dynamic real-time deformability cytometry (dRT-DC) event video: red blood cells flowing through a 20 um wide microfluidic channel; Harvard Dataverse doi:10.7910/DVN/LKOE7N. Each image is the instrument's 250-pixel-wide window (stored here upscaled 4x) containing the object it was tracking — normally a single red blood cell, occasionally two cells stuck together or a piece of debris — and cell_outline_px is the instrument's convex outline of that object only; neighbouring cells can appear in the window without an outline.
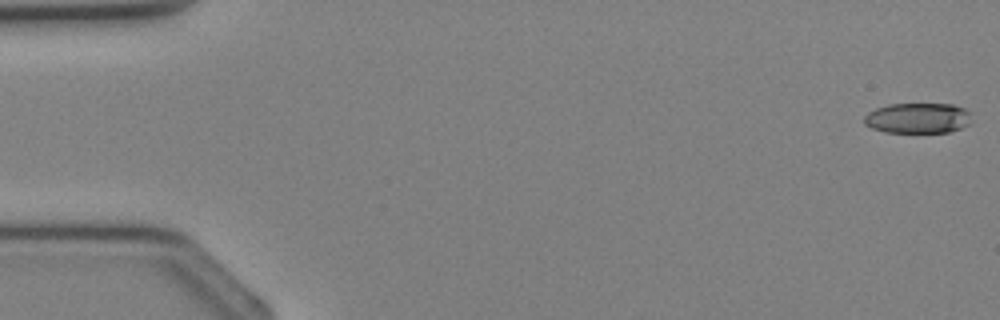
{"species": "Egyptian fruit bat (a non-hibernating species)", "species_latin": "Rousettus aegyptiacus", "temperature_condition": "cold", "stored_images_in_passage": 9, "camera_frame_rate_fps": 3000, "um_per_image_px": 0.085, "animal": {"sex": "female"}, "frame": {"image": 1, "passage_image": 1, "time_ms": 0.0, "image_size_px": [1000, 320], "cell_outline_px": [[972, 112], [968, 124], [960, 128], [948, 132], [884, 132], [872, 128], [864, 124], [864, 116], [868, 112], [876, 108], [888, 104], [952, 104], [964, 108]], "centroid_in_image_um": [78.0, 10.03], "position_along_channel_um": 7.0, "area_um2": 19.07}}